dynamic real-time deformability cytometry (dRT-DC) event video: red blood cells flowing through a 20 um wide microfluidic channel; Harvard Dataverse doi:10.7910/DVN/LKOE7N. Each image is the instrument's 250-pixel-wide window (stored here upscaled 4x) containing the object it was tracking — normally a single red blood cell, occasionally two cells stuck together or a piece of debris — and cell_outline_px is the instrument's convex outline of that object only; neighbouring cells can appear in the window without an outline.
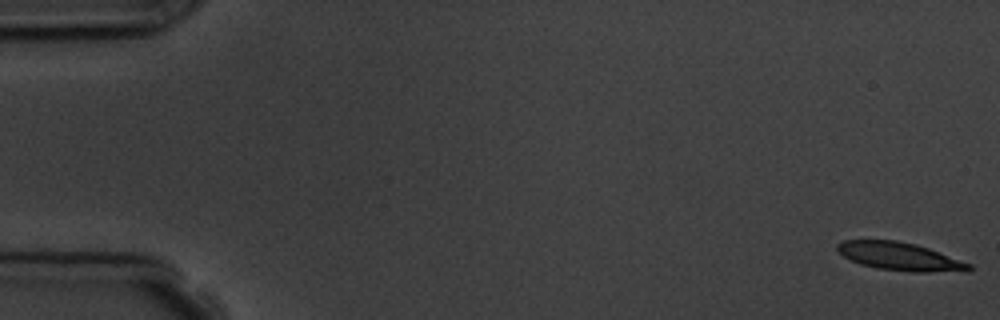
{"species": "common noctule bat (a hibernating species)", "species_latin": "Nyctalus noctula", "temperature_condition": "room temperature", "stored_images_in_passage": 6, "camera_frame_rate_fps": 3000, "um_per_image_px": 0.085, "animal": {"sex": "male", "body_mass_g": 19.5, "forearm_length_mm": 54.6}, "frame": {"image": 1, "passage_image": 1, "time_ms": 0.0, "image_size_px": [1000, 320], "cell_outline_px": [[972, 268], [968, 272], [912, 272], [876, 268], [860, 264], [844, 256], [836, 248], [836, 244], [844, 240], [896, 240], [916, 244], [928, 248], [972, 264]], "centroid_in_image_um": [76.53, 21.81], "position_along_channel_um": 8.5, "area_um2": 21.62}}
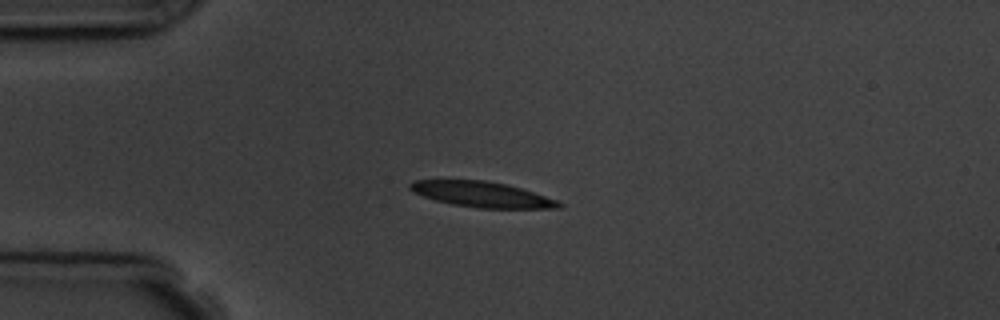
{"frame": {"image": 2, "passage_image": 4, "time_ms": 4.333, "image_size_px": [1000, 320], "cell_outline_px": [[564, 204], [560, 208], [480, 208], [452, 204], [436, 200], [412, 192], [408, 188], [408, 184], [412, 180], [484, 180], [508, 184], [560, 200]], "centroid_in_image_um": [40.99, 16.52], "position_along_channel_um": 44.0, "area_um2": 22.25}}